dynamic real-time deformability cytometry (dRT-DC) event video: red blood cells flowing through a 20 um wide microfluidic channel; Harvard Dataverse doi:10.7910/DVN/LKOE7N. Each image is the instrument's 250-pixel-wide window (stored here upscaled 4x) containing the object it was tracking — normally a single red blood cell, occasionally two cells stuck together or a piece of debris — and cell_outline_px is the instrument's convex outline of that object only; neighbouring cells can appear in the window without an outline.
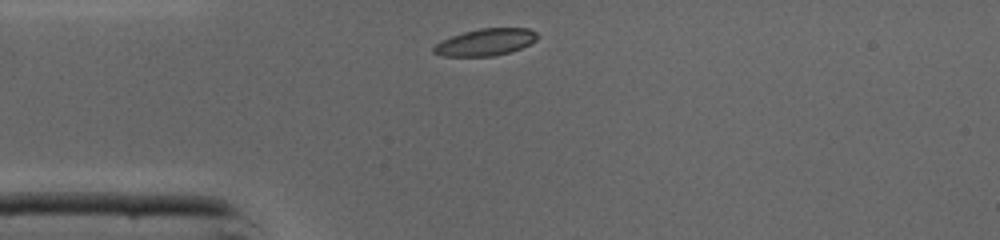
{"species": "common noctule bat (a hibernating species)", "species_latin": "Nyctalus noctula", "temperature_condition": "cold", "stored_images_in_passage": 27, "camera_frame_rate_fps": 3000, "um_per_image_px": 0.085, "animal": {"sex": "male", "body_mass_g": 19.0, "forearm_length_mm": 50.8}, "frame": {"image": 1, "passage_image": 1, "time_ms": 0.0, "image_size_px": [1000, 240], "cell_outline_px": [[540, 36], [536, 40], [520, 48], [496, 56], [444, 56], [432, 52], [432, 48], [436, 44], [452, 36], [464, 32], [480, 28], [528, 28], [536, 32]], "centroid_in_image_um": [41.28, 3.58], "position_along_channel_um": 43.7, "area_um2": 16.13}}
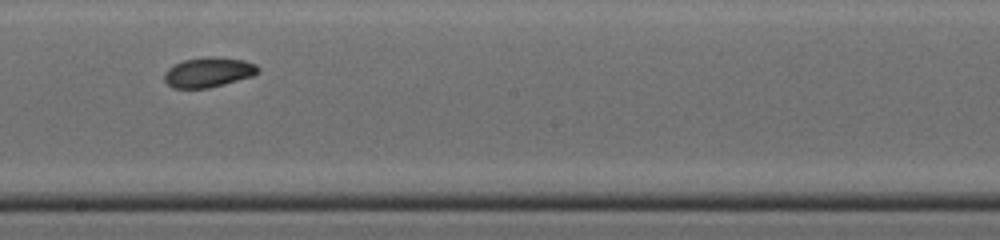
{"frame": {"image": 2, "passage_image": 15, "time_ms": 4.667, "image_size_px": [1000, 240], "cell_outline_px": [[260, 72], [252, 76], [224, 84], [208, 88], [172, 88], [164, 80], [164, 72], [172, 64], [184, 60], [208, 56], [212, 56], [244, 60], [256, 64], [260, 68]], "centroid_in_image_um": [17.71, 6.13], "position_along_channel_um": 230.5, "area_um2": 16.47}}
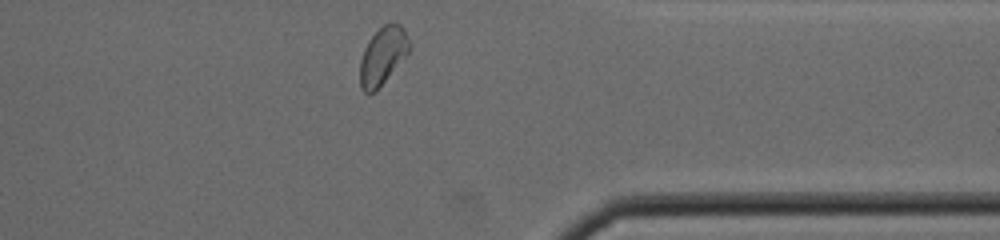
{"frame": {"image": 3, "passage_image": 26, "time_ms": 8.333, "image_size_px": [1000, 240], "cell_outline_px": [[408, 52], [376, 92], [364, 92], [360, 88], [360, 60], [364, 48], [368, 40], [384, 24], [396, 20], [404, 28], [408, 40]], "centroid_in_image_um": [32.5, 4.73], "position_along_channel_um": 378.9, "area_um2": 16.42}, "authors_computed_cell_mechanics": {"area_um2": 16.473, "velocity_mm_per_s": 4.3275, "shape_relaxation_time_tau1_ms": 1.9977, "shape_relaxation_time_tau2_ms": 3.1561, "deformation_change_tau1": 0.0792, "deformation_change_tau2": 0.0652}}